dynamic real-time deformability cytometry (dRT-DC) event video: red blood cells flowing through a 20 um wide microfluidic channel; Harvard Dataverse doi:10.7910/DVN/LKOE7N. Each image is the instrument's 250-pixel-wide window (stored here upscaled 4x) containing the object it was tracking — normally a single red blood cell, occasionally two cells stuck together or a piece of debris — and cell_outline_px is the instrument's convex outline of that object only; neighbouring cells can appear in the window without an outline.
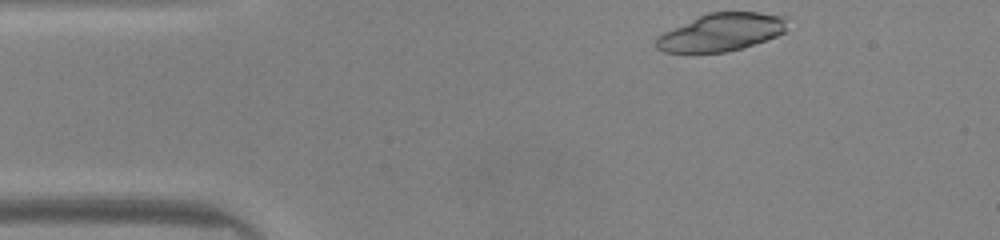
{"species": "common noctule bat (a hibernating species)", "species_latin": "Nyctalus noctula", "temperature_condition": "warm", "stored_images_in_passage": 34, "camera_frame_rate_fps": 3000, "um_per_image_px": 0.085, "animal": {"sex": "male", "body_mass_g": 20.0, "forearm_length_mm": 53.3}, "frame": {"image": 1, "passage_image": 1, "time_ms": 0.0, "image_size_px": [1000, 240], "cell_outline_px": [[784, 32], [776, 36], [740, 48], [724, 52], [664, 52], [656, 48], [656, 36], [664, 32], [708, 12], [760, 12], [784, 16]], "centroid_in_image_um": [61.26, 2.73], "position_along_channel_um": 23.7, "area_um2": 28.21}}